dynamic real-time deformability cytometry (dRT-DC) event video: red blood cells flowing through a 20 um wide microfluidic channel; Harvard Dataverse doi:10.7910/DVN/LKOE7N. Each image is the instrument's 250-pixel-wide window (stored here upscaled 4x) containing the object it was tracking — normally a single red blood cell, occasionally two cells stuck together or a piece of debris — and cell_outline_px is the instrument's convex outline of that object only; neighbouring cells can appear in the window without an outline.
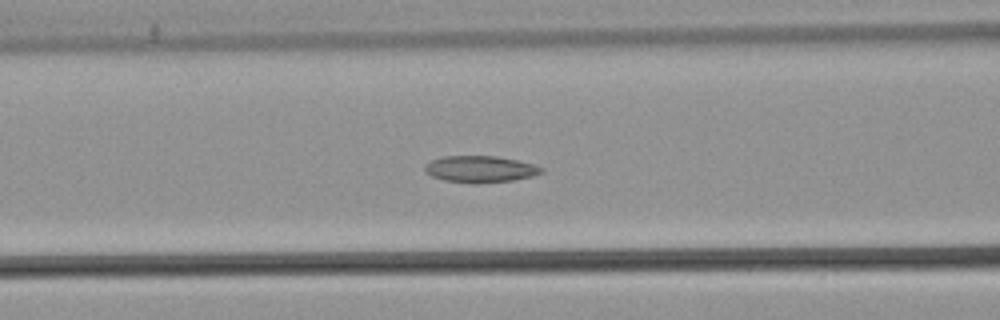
{"species": "common noctule bat (a hibernating species)", "species_latin": "Nyctalus noctula", "temperature_condition": "warm", "stored_images_in_passage": 50, "camera_frame_rate_fps": 3000, "um_per_image_px": 0.085, "animal": {"sex": "male", "body_mass_g": 21.5, "forearm_length_mm": 52.0}, "frame": {"image": 1, "passage_image": 18, "time_ms": 5.667, "image_size_px": [1000, 320], "cell_outline_px": [[544, 172], [532, 176], [512, 180], [476, 184], [472, 184], [444, 180], [432, 176], [424, 172], [424, 168], [432, 160], [444, 156], [496, 156], [516, 160], [532, 164], [544, 168]], "centroid_in_image_um": [40.82, 14.38], "position_along_channel_um": 125.8, "area_um2": 18.03}}
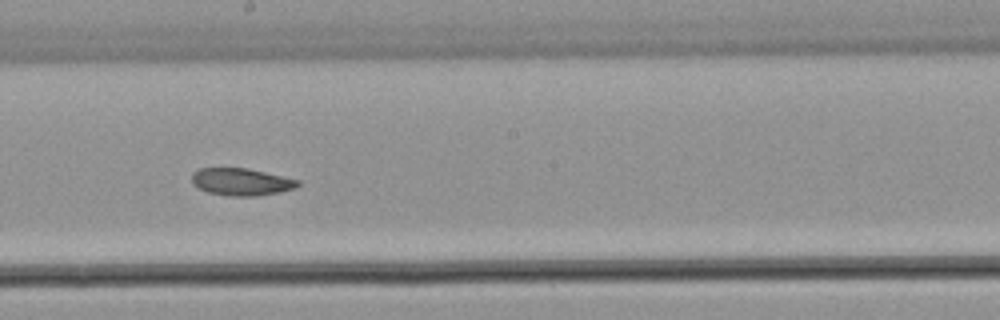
{"frame": {"image": 2, "passage_image": 26, "time_ms": 8.333, "image_size_px": [1000, 320], "cell_outline_px": [[300, 184], [296, 188], [280, 192], [256, 196], [228, 196], [208, 192], [192, 184], [192, 172], [200, 168], [244, 168], [264, 172], [300, 180]], "centroid_in_image_um": [20.51, 15.46], "position_along_channel_um": 227.7, "area_um2": 16.82}}
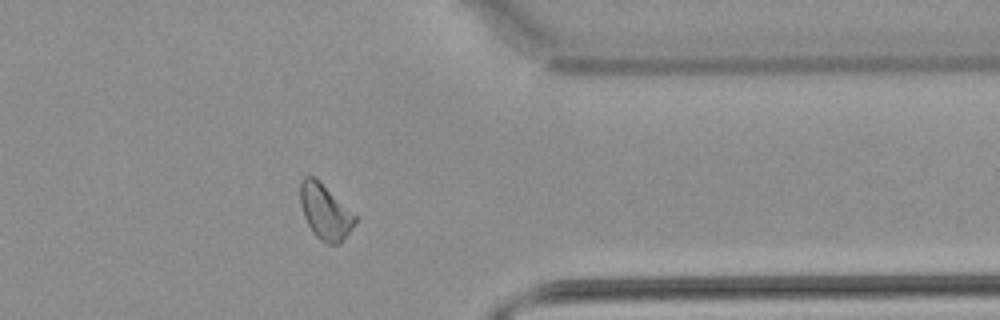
{"frame": {"image": 3, "passage_image": 39, "time_ms": 12.667, "image_size_px": [1000, 320], "cell_outline_px": [[356, 220], [340, 244], [328, 244], [320, 240], [312, 232], [304, 216], [300, 204], [300, 180], [304, 176], [312, 176], [356, 216]], "centroid_in_image_um": [27.59, 18.03], "position_along_channel_um": 383.8, "area_um2": 16.99}, "authors_computed_cell_mechanics": {"area_um2": 18.0336, "velocity_mm_per_s": 3.8363, "shape_relaxation_time_tau1_ms": null, "shape_relaxation_time_tau2_ms": 9.4623, "deformation_change_tau1": null, "deformation_change_tau2": 0.1761}}